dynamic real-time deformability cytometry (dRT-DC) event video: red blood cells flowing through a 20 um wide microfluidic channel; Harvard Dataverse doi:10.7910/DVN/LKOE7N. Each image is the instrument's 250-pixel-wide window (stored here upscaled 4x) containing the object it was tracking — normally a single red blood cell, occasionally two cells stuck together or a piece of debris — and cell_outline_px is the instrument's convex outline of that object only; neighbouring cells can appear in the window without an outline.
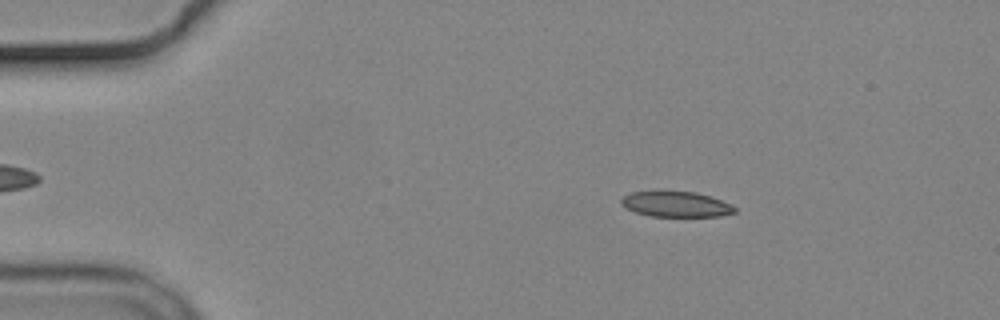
{"species": "common noctule bat (a hibernating species)", "species_latin": "Nyctalus noctula", "temperature_condition": "cold", "stored_images_in_passage": 13, "camera_frame_rate_fps": 3000, "um_per_image_px": 0.085, "animal": {"sex": "male", "body_mass_g": 19.2, "forearm_length_mm": 51.8}, "frame": {"image": 1, "passage_image": 6, "time_ms": 1.667, "image_size_px": [1000, 320], "cell_outline_px": [[736, 212], [720, 216], [648, 216], [624, 208], [620, 204], [620, 200], [624, 196], [632, 192], [656, 188], [696, 192], [732, 204], [736, 208]], "centroid_in_image_um": [57.38, 17.31], "position_along_channel_um": 27.6, "area_um2": 17.57}}